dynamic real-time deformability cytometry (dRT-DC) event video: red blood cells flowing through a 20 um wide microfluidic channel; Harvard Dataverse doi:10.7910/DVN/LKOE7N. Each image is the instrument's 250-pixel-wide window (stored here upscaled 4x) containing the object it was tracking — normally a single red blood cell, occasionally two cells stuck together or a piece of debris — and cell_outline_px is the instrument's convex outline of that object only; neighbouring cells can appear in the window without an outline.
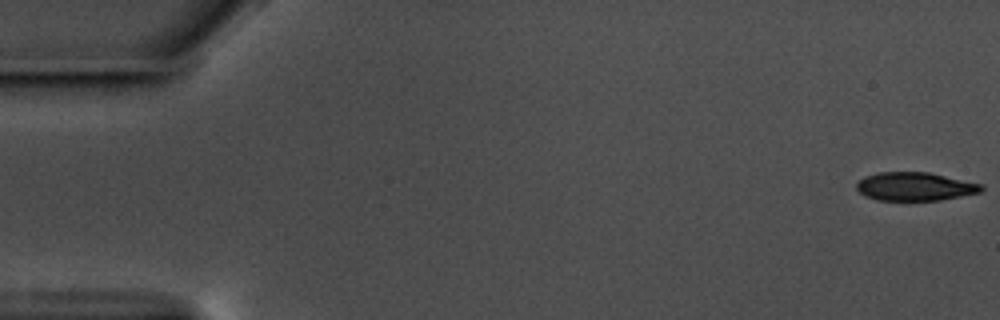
{"species": "common noctule bat (a hibernating species)", "species_latin": "Nyctalus noctula", "temperature_condition": "warm", "stored_images_in_passage": 13, "camera_frame_rate_fps": 3000, "um_per_image_px": 0.085, "animal": {"sex": "male", "body_mass_g": 17.5, "forearm_length_mm": 52.3}, "frame": {"image": 1, "passage_image": 1, "time_ms": 0.0, "image_size_px": [1000, 320], "cell_outline_px": [[984, 188], [980, 192], [940, 200], [876, 200], [864, 196], [856, 188], [856, 184], [864, 176], [880, 172], [928, 172], [984, 184]], "centroid_in_image_um": [77.77, 15.85], "position_along_channel_um": 7.2, "area_um2": 20.69}}